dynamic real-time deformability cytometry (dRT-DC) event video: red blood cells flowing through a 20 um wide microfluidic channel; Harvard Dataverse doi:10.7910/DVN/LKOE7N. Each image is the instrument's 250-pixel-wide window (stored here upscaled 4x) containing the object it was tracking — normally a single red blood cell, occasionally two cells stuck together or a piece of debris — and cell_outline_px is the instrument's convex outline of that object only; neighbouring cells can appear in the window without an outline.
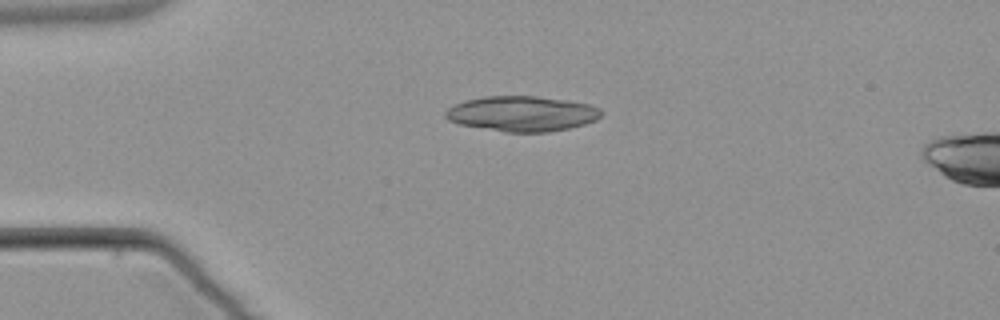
{"species": "common noctule bat (a hibernating species)", "species_latin": "Nyctalus noctula", "temperature_condition": "warm", "stored_images_in_passage": 5, "camera_frame_rate_fps": 3000, "um_per_image_px": 0.085, "animal": {"sex": "male", "body_mass_g": 21.5, "forearm_length_mm": 52.0}, "frame": {"image": 1, "passage_image": 3, "time_ms": 2.333, "image_size_px": [1000, 320], "cell_outline_px": [[604, 112], [596, 120], [584, 124], [568, 128], [548, 132], [504, 132], [460, 124], [448, 120], [444, 116], [444, 112], [448, 108], [464, 100], [484, 96], [536, 96], [564, 100], [588, 104], [600, 108]], "centroid_in_image_um": [44.35, 9.66], "position_along_channel_um": 40.6, "area_um2": 31.96}}